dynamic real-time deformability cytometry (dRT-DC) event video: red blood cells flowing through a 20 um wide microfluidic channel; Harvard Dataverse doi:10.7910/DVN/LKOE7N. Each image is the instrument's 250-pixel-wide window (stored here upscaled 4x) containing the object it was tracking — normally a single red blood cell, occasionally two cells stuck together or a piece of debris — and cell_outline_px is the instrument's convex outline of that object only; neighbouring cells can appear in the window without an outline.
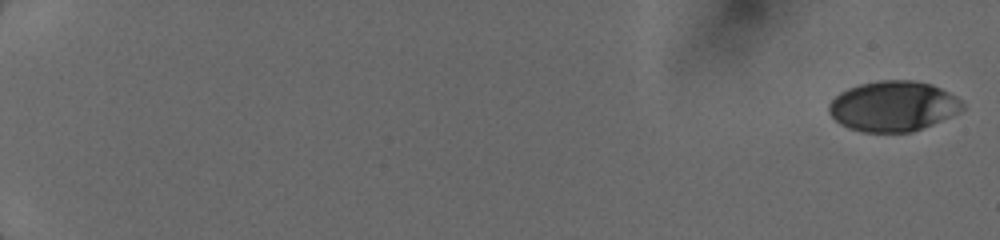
{"species": "human", "species_latin": "Homo sapiens", "temperature_condition": "cold", "stored_images_in_passage": 11, "camera_frame_rate_fps": 3000, "um_per_image_px": 0.085, "donor": {"sex": "female"}, "frame": {"image": 1, "passage_image": 1, "time_ms": 0.0, "image_size_px": [1000, 240], "cell_outline_px": [[964, 108], [960, 112], [932, 124], [912, 132], [864, 132], [848, 128], [840, 124], [828, 112], [828, 104], [840, 92], [848, 88], [860, 84], [880, 80], [912, 80], [932, 84], [956, 96], [964, 104]], "centroid_in_image_um": [75.91, 9.02], "position_along_channel_um": 9.1, "area_um2": 39.13}}
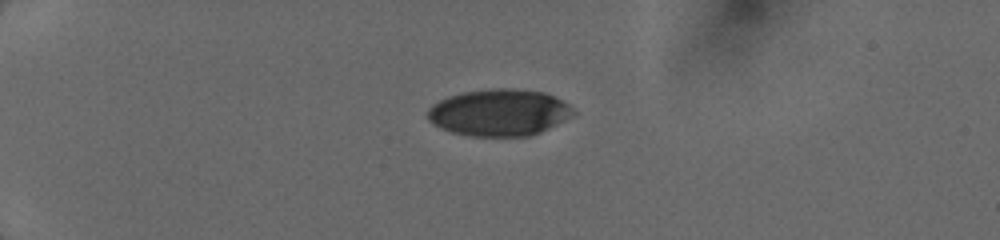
{"frame": {"image": 2, "passage_image": 7, "time_ms": 4.667, "image_size_px": [1000, 240], "cell_outline_px": [[576, 112], [572, 116], [540, 132], [528, 136], [472, 136], [452, 132], [440, 128], [432, 124], [428, 120], [428, 108], [432, 104], [448, 96], [464, 92], [492, 88], [516, 88], [544, 92], [556, 96], [568, 104]], "centroid_in_image_um": [42.42, 9.55], "position_along_channel_um": 42.6, "area_um2": 39.82}}
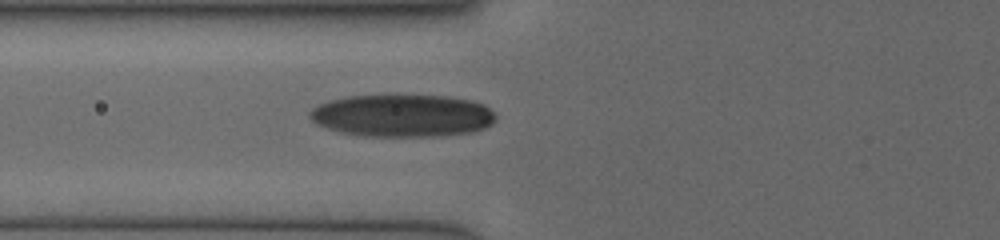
{"frame": {"image": 3, "passage_image": 11, "time_ms": 7.333, "image_size_px": [1000, 240], "cell_outline_px": [[496, 116], [492, 124], [476, 132], [440, 136], [364, 136], [340, 132], [316, 124], [308, 116], [308, 112], [312, 108], [328, 100], [348, 96], [448, 96], [472, 100], [484, 104]], "centroid_in_image_um": [34.21, 9.84], "position_along_channel_um": 91.6, "area_um2": 46.07}}